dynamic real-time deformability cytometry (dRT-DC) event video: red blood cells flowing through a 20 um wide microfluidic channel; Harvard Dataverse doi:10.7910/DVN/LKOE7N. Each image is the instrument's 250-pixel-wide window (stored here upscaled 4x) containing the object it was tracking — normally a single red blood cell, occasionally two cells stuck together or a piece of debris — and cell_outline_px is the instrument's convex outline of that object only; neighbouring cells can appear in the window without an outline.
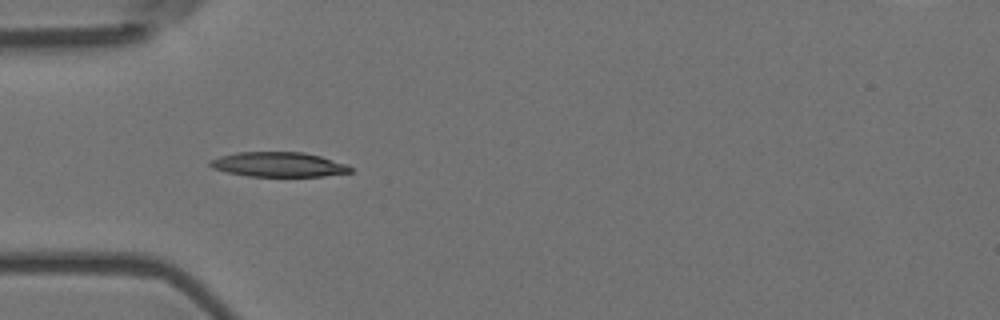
{"species": "Egyptian fruit bat (a non-hibernating species)", "species_latin": "Rousettus aegyptiacus", "temperature_condition": "room temperature", "stored_images_in_passage": 7, "camera_frame_rate_fps": 3000, "um_per_image_px": 0.085, "animal": {"sex": "female"}, "frame": {"image": 1, "passage_image": 5, "time_ms": 1.333, "image_size_px": [1000, 320], "cell_outline_px": [[352, 172], [324, 176], [248, 176], [228, 172], [212, 168], [208, 164], [208, 160], [220, 156], [236, 152], [304, 152], [320, 156], [348, 164], [352, 168]], "centroid_in_image_um": [23.67, 13.98], "position_along_channel_um": 61.3, "area_um2": 20.29}}
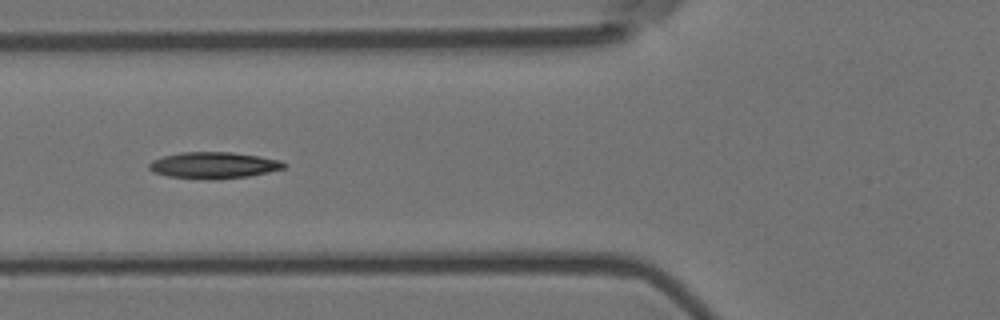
{"frame": {"image": 2, "passage_image": 6, "time_ms": 1.667, "image_size_px": [1000, 320], "cell_outline_px": [[288, 164], [284, 168], [268, 172], [248, 176], [216, 180], [208, 180], [168, 176], [152, 172], [148, 168], [148, 164], [152, 160], [164, 156], [180, 152], [232, 152], [260, 156], [280, 160]], "centroid_in_image_um": [18.15, 14.05], "position_along_channel_um": 107.6, "area_um2": 20.98}}
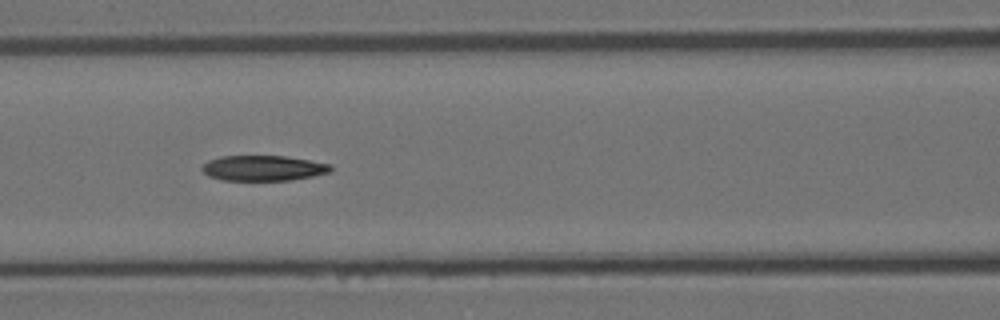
{"frame": {"image": 3, "passage_image": 7, "time_ms": 2.0, "image_size_px": [1000, 320], "cell_outline_px": [[332, 172], [292, 180], [220, 180], [208, 176], [200, 168], [208, 160], [220, 156], [284, 156], [332, 164]], "centroid_in_image_um": [22.37, 14.29], "position_along_channel_um": 144.2, "area_um2": 19.07}}